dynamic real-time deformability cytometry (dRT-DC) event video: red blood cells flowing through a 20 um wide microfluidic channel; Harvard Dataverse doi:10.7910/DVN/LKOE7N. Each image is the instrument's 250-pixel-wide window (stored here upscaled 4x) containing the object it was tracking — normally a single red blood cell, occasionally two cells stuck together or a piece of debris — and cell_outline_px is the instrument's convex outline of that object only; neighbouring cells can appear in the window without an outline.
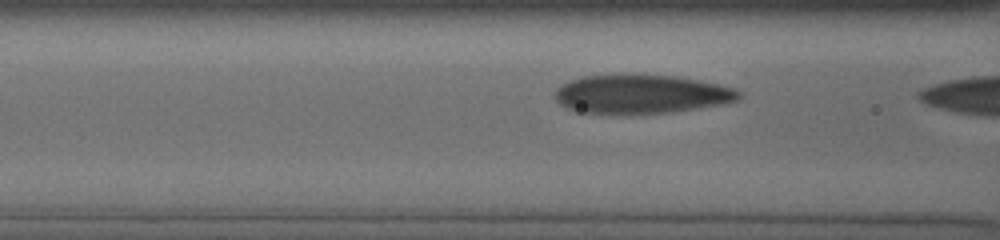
{"species": "human", "species_latin": "Homo sapiens", "temperature_condition": "cold", "stored_images_in_passage": 10, "camera_frame_rate_fps": 3000, "um_per_image_px": 0.085, "donor": {"sex": "male"}, "frame": {"image": 1, "passage_image": 8, "time_ms": 1.333, "image_size_px": [1000, 240], "cell_outline_px": [[744, 92], [736, 100], [720, 104], [672, 112], [584, 112], [568, 108], [560, 104], [556, 100], [556, 92], [564, 84], [572, 80], [584, 76], [676, 76], [700, 80], [720, 84], [736, 88]], "centroid_in_image_um": [54.61, 7.99], "position_along_channel_um": 112.0, "area_um2": 40.17}}